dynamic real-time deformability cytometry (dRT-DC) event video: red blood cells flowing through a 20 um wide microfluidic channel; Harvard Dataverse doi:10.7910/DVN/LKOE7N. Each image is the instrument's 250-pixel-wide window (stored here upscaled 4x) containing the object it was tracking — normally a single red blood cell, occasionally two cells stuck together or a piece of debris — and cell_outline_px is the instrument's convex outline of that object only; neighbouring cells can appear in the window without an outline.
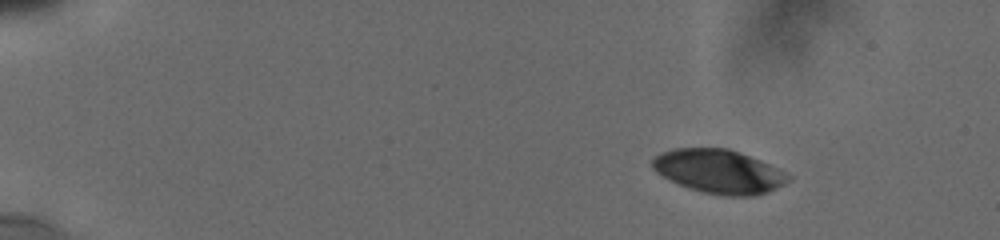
{"species": "human", "species_latin": "Homo sapiens", "temperature_condition": "cold", "stored_images_in_passage": 11, "camera_frame_rate_fps": 3000, "um_per_image_px": 0.085, "donor": {"sex": "male"}, "frame": {"image": 1, "passage_image": 1, "time_ms": 0.0, "image_size_px": [1000, 240], "cell_outline_px": [[792, 180], [768, 192], [756, 196], [720, 196], [688, 188], [668, 180], [656, 172], [652, 168], [652, 160], [660, 152], [672, 148], [728, 148], [740, 152], [760, 160], [792, 176]], "centroid_in_image_um": [61.1, 14.58], "position_along_channel_um": 23.9, "area_um2": 34.91}}
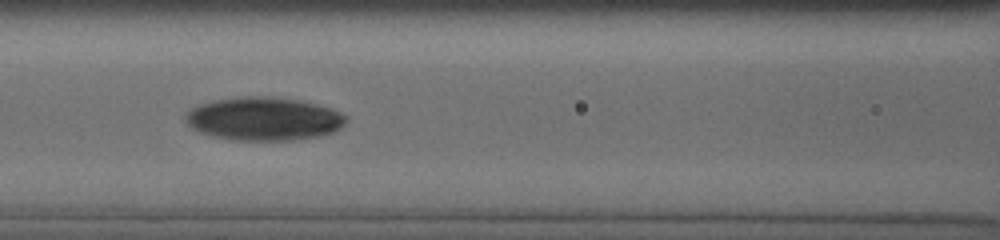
{"frame": {"image": 2, "passage_image": 8, "time_ms": 6.333, "image_size_px": [1000, 240], "cell_outline_px": [[348, 120], [340, 128], [332, 132], [320, 136], [296, 140], [232, 140], [212, 136], [200, 132], [192, 128], [184, 120], [184, 116], [192, 108], [200, 104], [212, 100], [240, 96], [268, 96], [300, 100], [332, 108], [348, 116]], "centroid_in_image_um": [22.43, 10.09], "position_along_channel_um": 144.2, "area_um2": 40.86}}
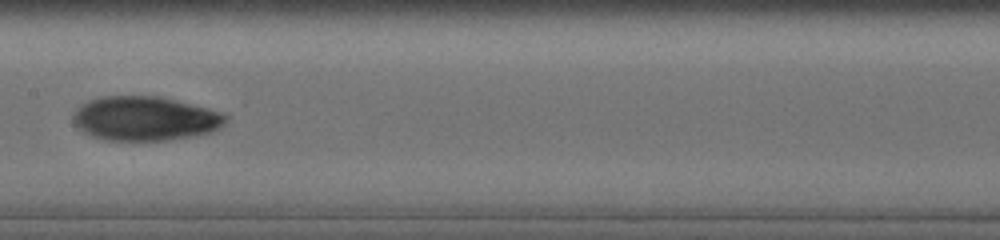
{"frame": {"image": 3, "passage_image": 10, "time_ms": 7.667, "image_size_px": [1000, 240], "cell_outline_px": [[228, 120], [220, 128], [212, 132], [196, 136], [168, 140], [104, 140], [92, 136], [84, 132], [72, 124], [72, 116], [76, 108], [80, 104], [88, 100], [100, 96], [160, 96], [224, 112], [228, 116]], "centroid_in_image_um": [12.33, 10.07], "position_along_channel_um": 195.1, "area_um2": 39.94}}